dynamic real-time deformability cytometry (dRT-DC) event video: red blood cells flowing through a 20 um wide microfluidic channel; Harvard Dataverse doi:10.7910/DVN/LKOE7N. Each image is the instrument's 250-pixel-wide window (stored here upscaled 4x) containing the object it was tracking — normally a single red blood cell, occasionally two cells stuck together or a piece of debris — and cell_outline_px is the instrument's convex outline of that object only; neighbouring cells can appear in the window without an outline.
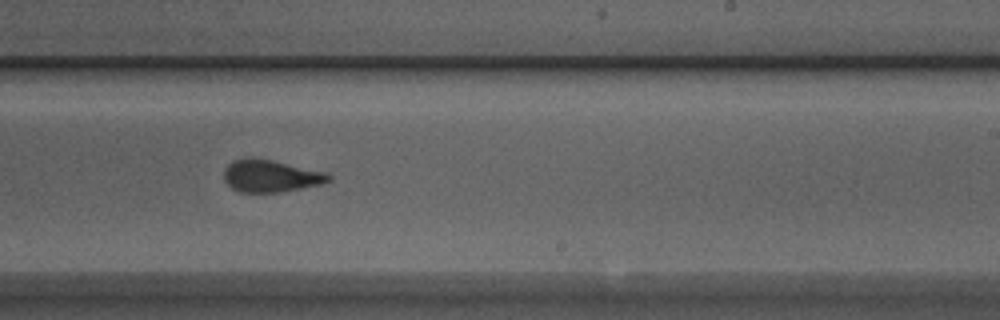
{"species": "Egyptian fruit bat (a non-hibernating species)", "species_latin": "Rousettus aegyptiacus", "temperature_condition": "room temperature", "stored_images_in_passage": 31, "camera_frame_rate_fps": 3000, "um_per_image_px": 0.085, "animal": {"sex": "male"}, "frame": {"image": 1, "passage_image": 18, "time_ms": 5.667, "image_size_px": [1000, 320], "cell_outline_px": [[332, 180], [320, 184], [280, 192], [240, 192], [232, 188], [224, 180], [224, 168], [232, 160], [248, 156], [252, 156], [272, 160], [324, 172], [332, 176]], "centroid_in_image_um": [22.95, 14.94], "position_along_channel_um": 266.0, "area_um2": 19.71}}